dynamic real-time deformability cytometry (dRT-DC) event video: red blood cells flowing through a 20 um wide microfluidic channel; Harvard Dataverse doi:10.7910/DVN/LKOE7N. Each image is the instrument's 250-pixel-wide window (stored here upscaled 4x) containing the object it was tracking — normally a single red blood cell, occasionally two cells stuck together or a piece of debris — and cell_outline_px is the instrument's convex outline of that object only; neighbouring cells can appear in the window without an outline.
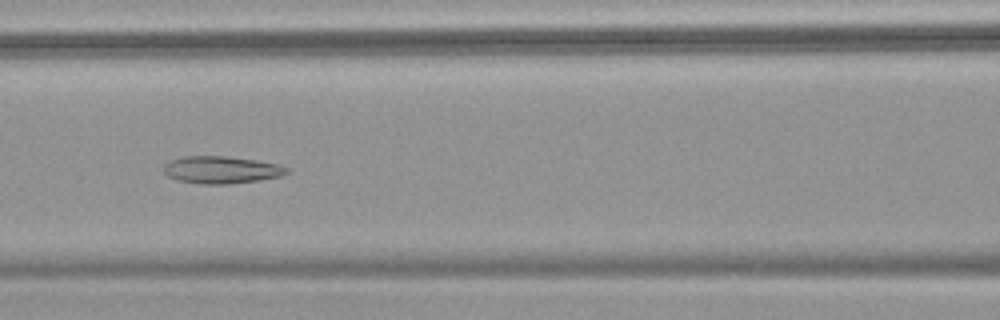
{"species": "common noctule bat (a hibernating species)", "species_latin": "Nyctalus noctula", "temperature_condition": "warm", "stored_images_in_passage": 53, "camera_frame_rate_fps": 3000, "um_per_image_px": 0.085, "animal": {"sex": "female", "body_mass_g": 18.4}, "frame": {"image": 1, "passage_image": 24, "time_ms": 7.667, "image_size_px": [1000, 320], "cell_outline_px": [[288, 172], [280, 176], [260, 180], [228, 184], [204, 184], [180, 180], [168, 176], [164, 172], [164, 164], [168, 160], [184, 156], [228, 156], [256, 160], [280, 164], [288, 168]], "centroid_in_image_um": [18.82, 14.42], "position_along_channel_um": 147.8, "area_um2": 19.59}}
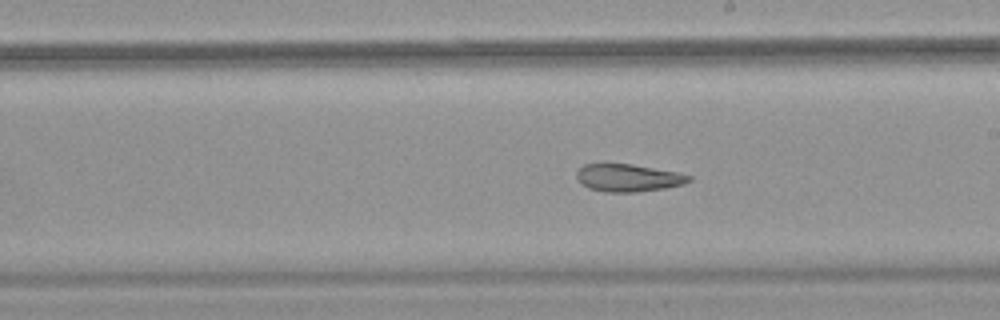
{"frame": {"image": 2, "passage_image": 31, "time_ms": 10.0, "image_size_px": [1000, 320], "cell_outline_px": [[692, 180], [684, 184], [664, 188], [636, 192], [604, 192], [588, 188], [576, 176], [576, 172], [584, 164], [632, 164], [676, 172], [692, 176]], "centroid_in_image_um": [53.41, 15.12], "position_along_channel_um": 235.6, "area_um2": 17.86}}
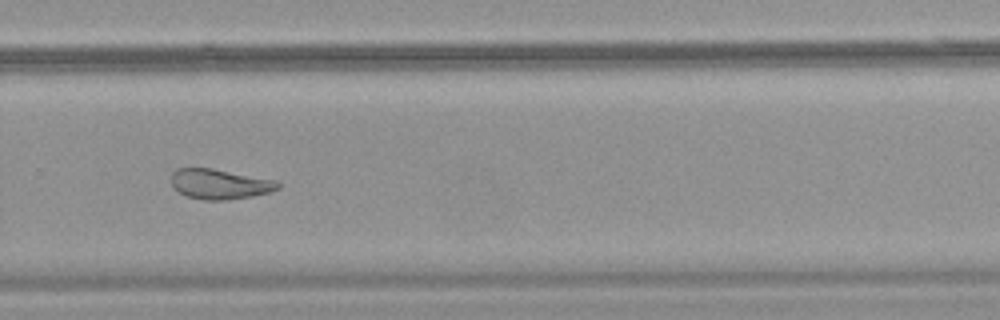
{"frame": {"image": 3, "passage_image": 37, "time_ms": 12.0, "image_size_px": [1000, 320], "cell_outline_px": [[280, 188], [272, 192], [252, 196], [228, 200], [204, 200], [188, 196], [172, 188], [172, 172], [176, 168], [212, 168], [276, 180], [280, 184]], "centroid_in_image_um": [18.7, 15.64], "position_along_channel_um": 311.1, "area_um2": 18.79}, "authors_computed_cell_mechanics": {"area_um2": 23.7558, "velocity_mm_per_s": 3.7868, "shape_relaxation_time_tau1_ms": null, "shape_relaxation_time_tau2_ms": 3.3216, "deformation_change_tau1": null, "deformation_change_tau2": 0.1052}}